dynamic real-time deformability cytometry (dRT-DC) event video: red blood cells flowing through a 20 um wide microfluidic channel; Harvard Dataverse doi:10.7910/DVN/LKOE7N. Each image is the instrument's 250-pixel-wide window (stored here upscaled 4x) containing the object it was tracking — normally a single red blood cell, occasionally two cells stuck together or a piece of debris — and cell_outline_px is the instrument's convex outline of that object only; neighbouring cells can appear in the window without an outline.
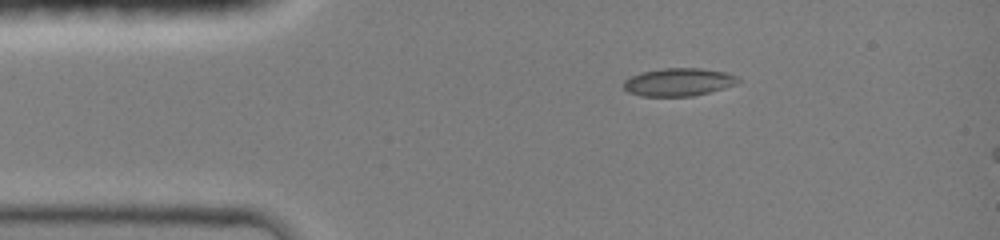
{"species": "common noctule bat (a hibernating species)", "species_latin": "Nyctalus noctula", "temperature_condition": "room temperature", "stored_images_in_passage": 6, "camera_frame_rate_fps": 3000, "um_per_image_px": 0.085, "animal": {"sex": "female", "body_mass_g": 19.0, "forearm_length_mm": 51.5}, "frame": {"image": 1, "passage_image": 1, "time_ms": 0.0, "image_size_px": [1000, 240], "cell_outline_px": [[740, 80], [736, 84], [724, 88], [692, 96], [640, 96], [628, 92], [624, 88], [624, 80], [640, 72], [660, 68], [700, 68], [724, 72], [736, 76]], "centroid_in_image_um": [57.65, 6.97], "position_along_channel_um": 27.4, "area_um2": 18.55}}